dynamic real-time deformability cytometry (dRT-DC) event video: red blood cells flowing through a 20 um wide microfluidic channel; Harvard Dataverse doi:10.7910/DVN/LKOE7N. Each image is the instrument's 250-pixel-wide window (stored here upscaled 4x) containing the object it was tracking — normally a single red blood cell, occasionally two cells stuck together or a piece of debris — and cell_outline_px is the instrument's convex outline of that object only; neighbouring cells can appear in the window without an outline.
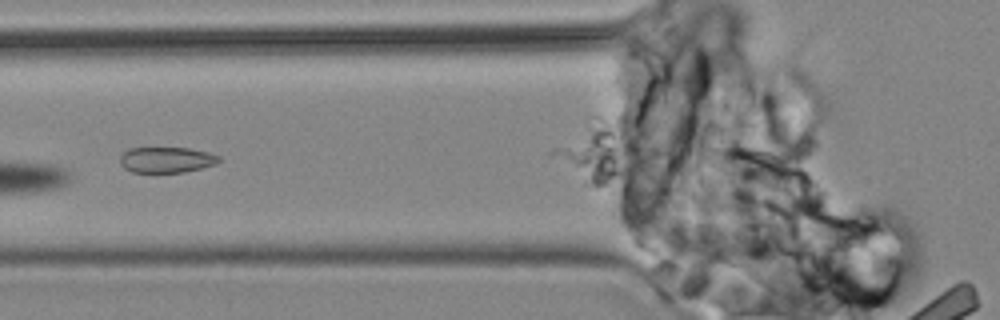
{"species": "common noctule bat (a hibernating species)", "species_latin": "Nyctalus noctula", "temperature_condition": "cold", "stored_images_in_passage": 3, "camera_frame_rate_fps": 3000, "um_per_image_px": 0.085, "animal": {"sex": "male", "body_mass_g": 19.2, "forearm_length_mm": 51.8}, "frame": {"image": 1, "passage_image": 2, "time_ms": 1.333, "image_size_px": [1000, 320], "cell_outline_px": [[220, 160], [216, 164], [184, 172], [132, 172], [124, 168], [120, 164], [120, 156], [128, 148], [188, 148], [212, 152], [220, 156]], "centroid_in_image_um": [14.16, 13.57], "position_along_channel_um": 111.6, "area_um2": 14.91}}